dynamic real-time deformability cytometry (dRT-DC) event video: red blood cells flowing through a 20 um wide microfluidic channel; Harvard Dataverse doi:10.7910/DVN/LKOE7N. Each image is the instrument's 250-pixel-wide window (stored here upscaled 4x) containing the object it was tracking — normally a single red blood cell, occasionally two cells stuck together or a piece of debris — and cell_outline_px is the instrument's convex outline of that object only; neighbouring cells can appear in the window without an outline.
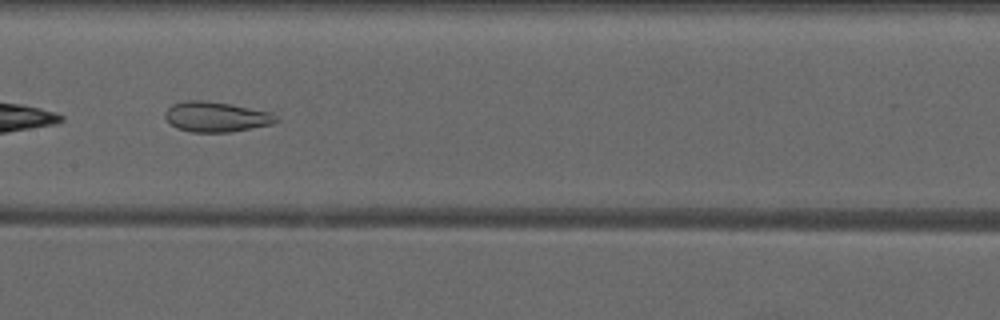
{"species": "common noctule bat (a hibernating species)", "species_latin": "Nyctalus noctula", "temperature_condition": "warm", "stored_images_in_passage": 7, "camera_frame_rate_fps": 3000, "um_per_image_px": 0.085, "animal": {"sex": "male", "forearm_length_mm": 52.5}, "frame": {"image": 1, "passage_image": 7, "time_ms": 7.0, "image_size_px": [1000, 320], "cell_outline_px": [[280, 120], [272, 124], [232, 132], [192, 132], [176, 128], [164, 116], [164, 112], [172, 104], [184, 100], [204, 100], [228, 104], [272, 112], [280, 116]], "centroid_in_image_um": [18.4, 9.93], "position_along_channel_um": 189.0, "area_um2": 19.65}}